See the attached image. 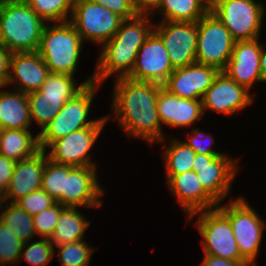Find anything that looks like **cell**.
Segmentation results:
<instances>
[{"label":"cell","mask_w":266,"mask_h":266,"mask_svg":"<svg viewBox=\"0 0 266 266\" xmlns=\"http://www.w3.org/2000/svg\"><path fill=\"white\" fill-rule=\"evenodd\" d=\"M157 111L162 125L167 124L172 127L195 125L196 120L203 118L205 114L202 100L177 97L165 88H162L158 93Z\"/></svg>","instance_id":"obj_22"},{"label":"cell","mask_w":266,"mask_h":266,"mask_svg":"<svg viewBox=\"0 0 266 266\" xmlns=\"http://www.w3.org/2000/svg\"><path fill=\"white\" fill-rule=\"evenodd\" d=\"M115 81L112 109L121 127L131 137L163 144L165 136L157 111L158 93L163 85L128 77Z\"/></svg>","instance_id":"obj_1"},{"label":"cell","mask_w":266,"mask_h":266,"mask_svg":"<svg viewBox=\"0 0 266 266\" xmlns=\"http://www.w3.org/2000/svg\"><path fill=\"white\" fill-rule=\"evenodd\" d=\"M248 91L225 72L220 71L201 99L203 112L209 109L225 115H232L253 101Z\"/></svg>","instance_id":"obj_17"},{"label":"cell","mask_w":266,"mask_h":266,"mask_svg":"<svg viewBox=\"0 0 266 266\" xmlns=\"http://www.w3.org/2000/svg\"><path fill=\"white\" fill-rule=\"evenodd\" d=\"M29 215L34 216L57 202L42 188L33 191L16 202Z\"/></svg>","instance_id":"obj_37"},{"label":"cell","mask_w":266,"mask_h":266,"mask_svg":"<svg viewBox=\"0 0 266 266\" xmlns=\"http://www.w3.org/2000/svg\"><path fill=\"white\" fill-rule=\"evenodd\" d=\"M45 164V150H40L34 156L17 162L6 190L7 202L16 203L29 193L41 189Z\"/></svg>","instance_id":"obj_21"},{"label":"cell","mask_w":266,"mask_h":266,"mask_svg":"<svg viewBox=\"0 0 266 266\" xmlns=\"http://www.w3.org/2000/svg\"><path fill=\"white\" fill-rule=\"evenodd\" d=\"M199 214L196 227L202 235L205 255L221 257L231 261H246L240 254L229 219L216 207L191 214Z\"/></svg>","instance_id":"obj_8"},{"label":"cell","mask_w":266,"mask_h":266,"mask_svg":"<svg viewBox=\"0 0 266 266\" xmlns=\"http://www.w3.org/2000/svg\"><path fill=\"white\" fill-rule=\"evenodd\" d=\"M0 124L4 129L29 130L32 120L27 94L0 91Z\"/></svg>","instance_id":"obj_23"},{"label":"cell","mask_w":266,"mask_h":266,"mask_svg":"<svg viewBox=\"0 0 266 266\" xmlns=\"http://www.w3.org/2000/svg\"><path fill=\"white\" fill-rule=\"evenodd\" d=\"M262 44L255 40L235 41L231 58L223 72L239 85L250 90L255 82H261L260 54Z\"/></svg>","instance_id":"obj_18"},{"label":"cell","mask_w":266,"mask_h":266,"mask_svg":"<svg viewBox=\"0 0 266 266\" xmlns=\"http://www.w3.org/2000/svg\"><path fill=\"white\" fill-rule=\"evenodd\" d=\"M102 130L103 126H90L53 141L48 159L73 167H96L88 155Z\"/></svg>","instance_id":"obj_13"},{"label":"cell","mask_w":266,"mask_h":266,"mask_svg":"<svg viewBox=\"0 0 266 266\" xmlns=\"http://www.w3.org/2000/svg\"><path fill=\"white\" fill-rule=\"evenodd\" d=\"M234 42L230 31L209 11L198 20L196 62L224 71Z\"/></svg>","instance_id":"obj_9"},{"label":"cell","mask_w":266,"mask_h":266,"mask_svg":"<svg viewBox=\"0 0 266 266\" xmlns=\"http://www.w3.org/2000/svg\"><path fill=\"white\" fill-rule=\"evenodd\" d=\"M41 188L62 205V193H65V165L51 161L47 154Z\"/></svg>","instance_id":"obj_32"},{"label":"cell","mask_w":266,"mask_h":266,"mask_svg":"<svg viewBox=\"0 0 266 266\" xmlns=\"http://www.w3.org/2000/svg\"><path fill=\"white\" fill-rule=\"evenodd\" d=\"M70 17L82 40H91L101 46L115 35L124 21L105 6L90 0H74Z\"/></svg>","instance_id":"obj_10"},{"label":"cell","mask_w":266,"mask_h":266,"mask_svg":"<svg viewBox=\"0 0 266 266\" xmlns=\"http://www.w3.org/2000/svg\"><path fill=\"white\" fill-rule=\"evenodd\" d=\"M77 207H66L60 214L50 241L53 246L84 240L86 229L90 226Z\"/></svg>","instance_id":"obj_25"},{"label":"cell","mask_w":266,"mask_h":266,"mask_svg":"<svg viewBox=\"0 0 266 266\" xmlns=\"http://www.w3.org/2000/svg\"><path fill=\"white\" fill-rule=\"evenodd\" d=\"M25 250V251H24ZM55 255V248L49 238L40 239L33 243L26 242L20 256L33 266H45L50 263Z\"/></svg>","instance_id":"obj_35"},{"label":"cell","mask_w":266,"mask_h":266,"mask_svg":"<svg viewBox=\"0 0 266 266\" xmlns=\"http://www.w3.org/2000/svg\"><path fill=\"white\" fill-rule=\"evenodd\" d=\"M192 134L189 135L188 141H184L189 147H191L195 153L199 154H206V155H223L220 152H217L216 150H213L212 146L214 144V138L211 136V134H208L206 132L200 131L198 128H195L192 130ZM211 136V137H210ZM209 139L208 141H211V144L209 143V146L207 145L208 142L205 143L204 139ZM203 139V141H202ZM205 143V144H204Z\"/></svg>","instance_id":"obj_38"},{"label":"cell","mask_w":266,"mask_h":266,"mask_svg":"<svg viewBox=\"0 0 266 266\" xmlns=\"http://www.w3.org/2000/svg\"><path fill=\"white\" fill-rule=\"evenodd\" d=\"M168 186L187 216L216 208L219 203L204 189L195 171L172 175Z\"/></svg>","instance_id":"obj_19"},{"label":"cell","mask_w":266,"mask_h":266,"mask_svg":"<svg viewBox=\"0 0 266 266\" xmlns=\"http://www.w3.org/2000/svg\"><path fill=\"white\" fill-rule=\"evenodd\" d=\"M13 53L0 44V86H5L9 75Z\"/></svg>","instance_id":"obj_41"},{"label":"cell","mask_w":266,"mask_h":266,"mask_svg":"<svg viewBox=\"0 0 266 266\" xmlns=\"http://www.w3.org/2000/svg\"><path fill=\"white\" fill-rule=\"evenodd\" d=\"M4 200L7 201L6 199V191L0 188V208H2V203H4Z\"/></svg>","instance_id":"obj_45"},{"label":"cell","mask_w":266,"mask_h":266,"mask_svg":"<svg viewBox=\"0 0 266 266\" xmlns=\"http://www.w3.org/2000/svg\"><path fill=\"white\" fill-rule=\"evenodd\" d=\"M40 151L39 137L30 130L4 129L0 139V154L14 162H20Z\"/></svg>","instance_id":"obj_24"},{"label":"cell","mask_w":266,"mask_h":266,"mask_svg":"<svg viewBox=\"0 0 266 266\" xmlns=\"http://www.w3.org/2000/svg\"><path fill=\"white\" fill-rule=\"evenodd\" d=\"M5 210L0 215V220L11 229L24 243L31 241L36 235L33 216L24 211L17 203L6 202Z\"/></svg>","instance_id":"obj_28"},{"label":"cell","mask_w":266,"mask_h":266,"mask_svg":"<svg viewBox=\"0 0 266 266\" xmlns=\"http://www.w3.org/2000/svg\"><path fill=\"white\" fill-rule=\"evenodd\" d=\"M220 71L201 63L176 68L163 84L169 93L184 99L201 100Z\"/></svg>","instance_id":"obj_16"},{"label":"cell","mask_w":266,"mask_h":266,"mask_svg":"<svg viewBox=\"0 0 266 266\" xmlns=\"http://www.w3.org/2000/svg\"><path fill=\"white\" fill-rule=\"evenodd\" d=\"M210 12L230 31L235 41L259 38L264 6L254 0H210Z\"/></svg>","instance_id":"obj_6"},{"label":"cell","mask_w":266,"mask_h":266,"mask_svg":"<svg viewBox=\"0 0 266 266\" xmlns=\"http://www.w3.org/2000/svg\"><path fill=\"white\" fill-rule=\"evenodd\" d=\"M46 23L24 0H0V44L13 52H35Z\"/></svg>","instance_id":"obj_3"},{"label":"cell","mask_w":266,"mask_h":266,"mask_svg":"<svg viewBox=\"0 0 266 266\" xmlns=\"http://www.w3.org/2000/svg\"><path fill=\"white\" fill-rule=\"evenodd\" d=\"M48 74V67L37 51L13 52L5 86L14 82L17 85L15 90L28 94L40 90ZM15 81H19L20 85Z\"/></svg>","instance_id":"obj_20"},{"label":"cell","mask_w":266,"mask_h":266,"mask_svg":"<svg viewBox=\"0 0 266 266\" xmlns=\"http://www.w3.org/2000/svg\"><path fill=\"white\" fill-rule=\"evenodd\" d=\"M73 76L49 72L44 84L39 90L41 92V98L51 100H70L77 93H79L85 85L94 83L93 75L86 79L85 82L77 86V83Z\"/></svg>","instance_id":"obj_27"},{"label":"cell","mask_w":266,"mask_h":266,"mask_svg":"<svg viewBox=\"0 0 266 266\" xmlns=\"http://www.w3.org/2000/svg\"><path fill=\"white\" fill-rule=\"evenodd\" d=\"M24 242L0 220V265L17 264Z\"/></svg>","instance_id":"obj_34"},{"label":"cell","mask_w":266,"mask_h":266,"mask_svg":"<svg viewBox=\"0 0 266 266\" xmlns=\"http://www.w3.org/2000/svg\"><path fill=\"white\" fill-rule=\"evenodd\" d=\"M174 70L162 39L153 30L139 49L128 78L163 85Z\"/></svg>","instance_id":"obj_14"},{"label":"cell","mask_w":266,"mask_h":266,"mask_svg":"<svg viewBox=\"0 0 266 266\" xmlns=\"http://www.w3.org/2000/svg\"><path fill=\"white\" fill-rule=\"evenodd\" d=\"M159 1L160 0H131V3L138 14L153 15V11H155L153 9L158 7Z\"/></svg>","instance_id":"obj_43"},{"label":"cell","mask_w":266,"mask_h":266,"mask_svg":"<svg viewBox=\"0 0 266 266\" xmlns=\"http://www.w3.org/2000/svg\"><path fill=\"white\" fill-rule=\"evenodd\" d=\"M3 132H4V128H3V126L0 124V139H1V136H2Z\"/></svg>","instance_id":"obj_46"},{"label":"cell","mask_w":266,"mask_h":266,"mask_svg":"<svg viewBox=\"0 0 266 266\" xmlns=\"http://www.w3.org/2000/svg\"><path fill=\"white\" fill-rule=\"evenodd\" d=\"M83 40L70 21L44 26L37 52L49 72L73 76L76 72Z\"/></svg>","instance_id":"obj_4"},{"label":"cell","mask_w":266,"mask_h":266,"mask_svg":"<svg viewBox=\"0 0 266 266\" xmlns=\"http://www.w3.org/2000/svg\"><path fill=\"white\" fill-rule=\"evenodd\" d=\"M201 266H251L247 261H231L221 257L205 255Z\"/></svg>","instance_id":"obj_42"},{"label":"cell","mask_w":266,"mask_h":266,"mask_svg":"<svg viewBox=\"0 0 266 266\" xmlns=\"http://www.w3.org/2000/svg\"><path fill=\"white\" fill-rule=\"evenodd\" d=\"M16 162L0 154V188L7 190Z\"/></svg>","instance_id":"obj_40"},{"label":"cell","mask_w":266,"mask_h":266,"mask_svg":"<svg viewBox=\"0 0 266 266\" xmlns=\"http://www.w3.org/2000/svg\"><path fill=\"white\" fill-rule=\"evenodd\" d=\"M162 21L197 22L210 11V0H160Z\"/></svg>","instance_id":"obj_26"},{"label":"cell","mask_w":266,"mask_h":266,"mask_svg":"<svg viewBox=\"0 0 266 266\" xmlns=\"http://www.w3.org/2000/svg\"><path fill=\"white\" fill-rule=\"evenodd\" d=\"M96 167H73L65 165V193L62 205L65 207H98L102 205Z\"/></svg>","instance_id":"obj_15"},{"label":"cell","mask_w":266,"mask_h":266,"mask_svg":"<svg viewBox=\"0 0 266 266\" xmlns=\"http://www.w3.org/2000/svg\"><path fill=\"white\" fill-rule=\"evenodd\" d=\"M62 266H89L94 248L83 240L56 246Z\"/></svg>","instance_id":"obj_33"},{"label":"cell","mask_w":266,"mask_h":266,"mask_svg":"<svg viewBox=\"0 0 266 266\" xmlns=\"http://www.w3.org/2000/svg\"><path fill=\"white\" fill-rule=\"evenodd\" d=\"M154 31L162 39L174 69L196 62L198 21H161Z\"/></svg>","instance_id":"obj_11"},{"label":"cell","mask_w":266,"mask_h":266,"mask_svg":"<svg viewBox=\"0 0 266 266\" xmlns=\"http://www.w3.org/2000/svg\"><path fill=\"white\" fill-rule=\"evenodd\" d=\"M217 208L229 219L241 256L251 265L257 266L255 258L259 252L265 222L239 197Z\"/></svg>","instance_id":"obj_7"},{"label":"cell","mask_w":266,"mask_h":266,"mask_svg":"<svg viewBox=\"0 0 266 266\" xmlns=\"http://www.w3.org/2000/svg\"><path fill=\"white\" fill-rule=\"evenodd\" d=\"M29 7L46 23L70 21L74 0H24Z\"/></svg>","instance_id":"obj_30"},{"label":"cell","mask_w":266,"mask_h":266,"mask_svg":"<svg viewBox=\"0 0 266 266\" xmlns=\"http://www.w3.org/2000/svg\"><path fill=\"white\" fill-rule=\"evenodd\" d=\"M99 5L105 6L113 13L117 14L124 20L135 18L138 13L133 8L131 0H90Z\"/></svg>","instance_id":"obj_39"},{"label":"cell","mask_w":266,"mask_h":266,"mask_svg":"<svg viewBox=\"0 0 266 266\" xmlns=\"http://www.w3.org/2000/svg\"><path fill=\"white\" fill-rule=\"evenodd\" d=\"M30 116L32 122L35 121L44 128L62 109L68 100H51L41 98V92L34 91L27 94Z\"/></svg>","instance_id":"obj_31"},{"label":"cell","mask_w":266,"mask_h":266,"mask_svg":"<svg viewBox=\"0 0 266 266\" xmlns=\"http://www.w3.org/2000/svg\"><path fill=\"white\" fill-rule=\"evenodd\" d=\"M65 208V206L56 203L34 215L33 220L36 234L40 235L42 238L50 239L60 214Z\"/></svg>","instance_id":"obj_36"},{"label":"cell","mask_w":266,"mask_h":266,"mask_svg":"<svg viewBox=\"0 0 266 266\" xmlns=\"http://www.w3.org/2000/svg\"><path fill=\"white\" fill-rule=\"evenodd\" d=\"M96 87L98 88L97 83L85 85L79 93L63 105L60 112L38 134L40 150L46 151L53 141L73 131L106 124L108 116L87 121L93 97L97 92Z\"/></svg>","instance_id":"obj_5"},{"label":"cell","mask_w":266,"mask_h":266,"mask_svg":"<svg viewBox=\"0 0 266 266\" xmlns=\"http://www.w3.org/2000/svg\"><path fill=\"white\" fill-rule=\"evenodd\" d=\"M149 20V14H138L122 22L115 35L102 45L103 50L93 73L94 83L99 85L114 73L117 74L116 79L130 75L139 49L154 30Z\"/></svg>","instance_id":"obj_2"},{"label":"cell","mask_w":266,"mask_h":266,"mask_svg":"<svg viewBox=\"0 0 266 266\" xmlns=\"http://www.w3.org/2000/svg\"><path fill=\"white\" fill-rule=\"evenodd\" d=\"M238 160L224 155L196 153L192 170L198 175L204 189L220 203L230 193L231 182L237 174Z\"/></svg>","instance_id":"obj_12"},{"label":"cell","mask_w":266,"mask_h":266,"mask_svg":"<svg viewBox=\"0 0 266 266\" xmlns=\"http://www.w3.org/2000/svg\"><path fill=\"white\" fill-rule=\"evenodd\" d=\"M171 144L164 151V160L166 165L167 180L172 175L182 174L192 170V164L195 157V151L185 142H179L172 139Z\"/></svg>","instance_id":"obj_29"},{"label":"cell","mask_w":266,"mask_h":266,"mask_svg":"<svg viewBox=\"0 0 266 266\" xmlns=\"http://www.w3.org/2000/svg\"><path fill=\"white\" fill-rule=\"evenodd\" d=\"M260 72H261V82H266V50H265V45L262 46V51L260 54Z\"/></svg>","instance_id":"obj_44"}]
</instances>
